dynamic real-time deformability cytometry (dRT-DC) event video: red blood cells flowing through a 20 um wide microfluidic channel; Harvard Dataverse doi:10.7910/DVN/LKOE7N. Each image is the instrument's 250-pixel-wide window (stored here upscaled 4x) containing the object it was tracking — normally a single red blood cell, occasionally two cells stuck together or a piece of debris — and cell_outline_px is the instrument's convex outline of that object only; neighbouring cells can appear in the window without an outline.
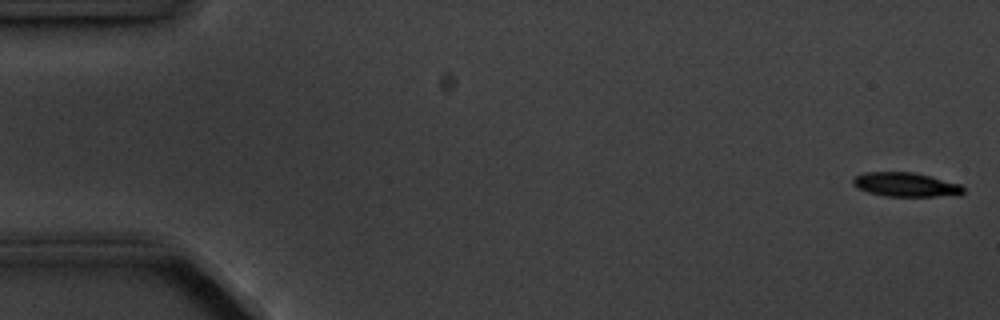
{"species": "common noctule bat (a hibernating species)", "species_latin": "Nyctalus noctula", "temperature_condition": "cold", "stored_images_in_passage": 5, "camera_frame_rate_fps": 3000, "um_per_image_px": 0.085, "animal": {"sex": "male", "body_mass_g": 20.1, "forearm_length_mm": 53.5}, "frame": {"image": 1, "passage_image": 1, "time_ms": 0.0, "image_size_px": [1000, 320], "cell_outline_px": [[964, 192], [960, 196], [888, 196], [868, 192], [856, 188], [852, 184], [852, 180], [856, 176], [864, 172], [912, 172], [932, 176], [960, 184], [964, 188]], "centroid_in_image_um": [77.01, 15.69], "position_along_channel_um": 8.0, "area_um2": 15.66}}
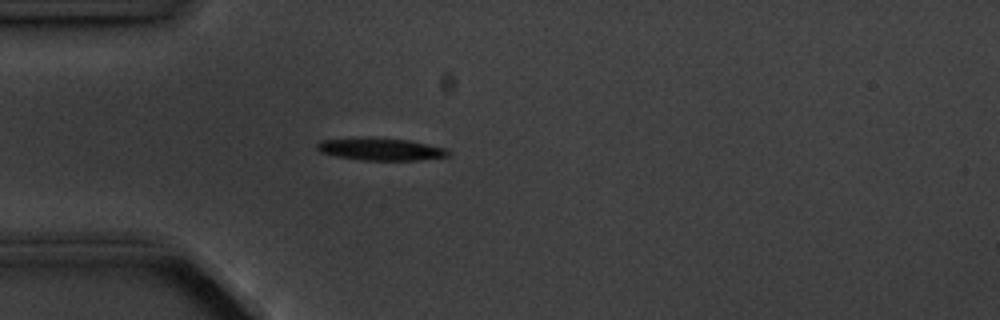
{"frame": {"image": 2, "passage_image": 5, "time_ms": 4.667, "image_size_px": [1000, 320], "cell_outline_px": [[452, 152], [448, 156], [416, 160], [360, 160], [336, 156], [320, 152], [316, 148], [316, 144], [320, 140], [364, 136], [408, 140], [444, 148]], "centroid_in_image_um": [32.28, 12.66], "position_along_channel_um": 52.7, "area_um2": 17.28}}